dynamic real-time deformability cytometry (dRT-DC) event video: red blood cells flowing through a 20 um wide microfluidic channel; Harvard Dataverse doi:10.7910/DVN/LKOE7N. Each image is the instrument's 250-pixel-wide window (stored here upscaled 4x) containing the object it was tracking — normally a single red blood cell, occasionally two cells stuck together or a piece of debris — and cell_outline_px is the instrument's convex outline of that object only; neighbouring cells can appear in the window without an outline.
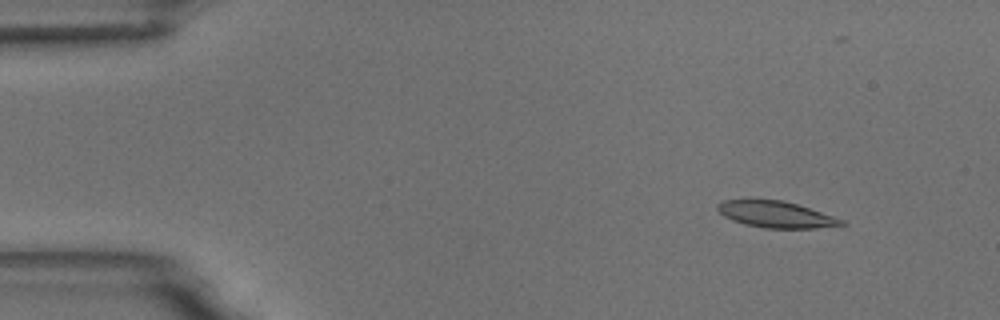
{"species": "common noctule bat (a hibernating species)", "species_latin": "Nyctalus noctula", "temperature_condition": "room temperature", "stored_images_in_passage": 5, "camera_frame_rate_fps": 3000, "um_per_image_px": 0.085, "animal": {"sex": "male", "body_mass_g": 18.8}, "frame": {"image": 1, "passage_image": 2, "time_ms": 1.333, "image_size_px": [1000, 320], "cell_outline_px": [[848, 224], [816, 228], [764, 228], [744, 224], [732, 220], [724, 216], [716, 208], [716, 204], [724, 200], [784, 200], [844, 220]], "centroid_in_image_um": [65.93, 18.23], "position_along_channel_um": 19.1, "area_um2": 18.84}}
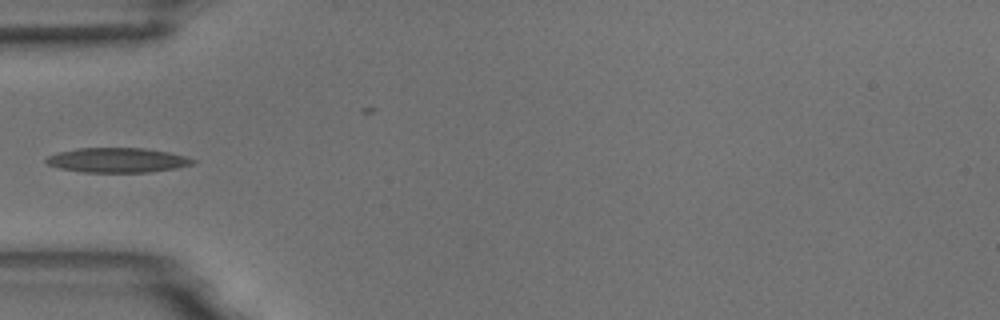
{"frame": {"image": 2, "passage_image": 5, "time_ms": 5.333, "image_size_px": [1000, 320], "cell_outline_px": [[196, 160], [192, 164], [176, 168], [148, 172], [84, 172], [60, 168], [48, 164], [44, 160], [48, 156], [60, 152], [80, 148], [144, 148], [168, 152], [184, 156]], "centroid_in_image_um": [9.98, 13.61], "position_along_channel_um": 75.0, "area_um2": 20.81}}